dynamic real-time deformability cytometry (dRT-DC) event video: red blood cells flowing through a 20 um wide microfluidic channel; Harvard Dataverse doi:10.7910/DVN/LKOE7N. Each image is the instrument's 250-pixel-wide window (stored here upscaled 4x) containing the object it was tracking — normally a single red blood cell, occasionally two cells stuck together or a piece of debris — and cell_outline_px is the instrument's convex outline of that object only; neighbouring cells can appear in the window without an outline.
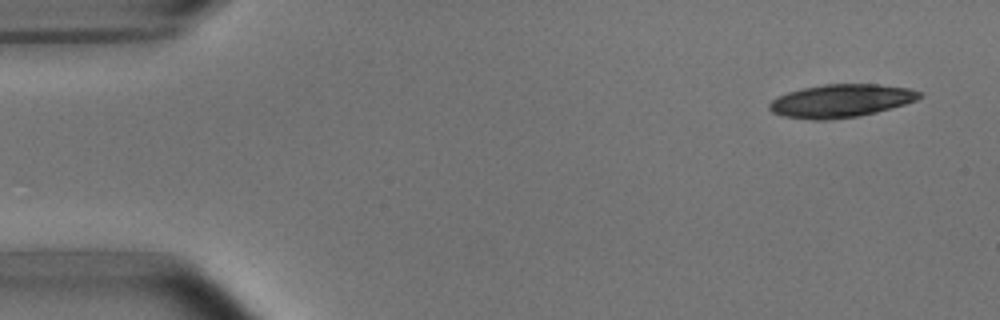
{"species": "common noctule bat (a hibernating species)", "species_latin": "Nyctalus noctula", "temperature_condition": "room temperature", "stored_images_in_passage": 4, "camera_frame_rate_fps": 3000, "um_per_image_px": 0.085, "animal": {"sex": "male", "body_mass_g": 15.6}, "frame": {"image": 1, "passage_image": 1, "time_ms": 0.0, "image_size_px": [1000, 320], "cell_outline_px": [[924, 96], [916, 100], [904, 104], [876, 112], [860, 116], [828, 120], [812, 120], [784, 116], [772, 112], [768, 108], [768, 104], [776, 96], [788, 92], [804, 88], [824, 84], [876, 84], [908, 88], [924, 92]], "centroid_in_image_um": [71.48, 8.57], "position_along_channel_um": 13.5, "area_um2": 29.02}}